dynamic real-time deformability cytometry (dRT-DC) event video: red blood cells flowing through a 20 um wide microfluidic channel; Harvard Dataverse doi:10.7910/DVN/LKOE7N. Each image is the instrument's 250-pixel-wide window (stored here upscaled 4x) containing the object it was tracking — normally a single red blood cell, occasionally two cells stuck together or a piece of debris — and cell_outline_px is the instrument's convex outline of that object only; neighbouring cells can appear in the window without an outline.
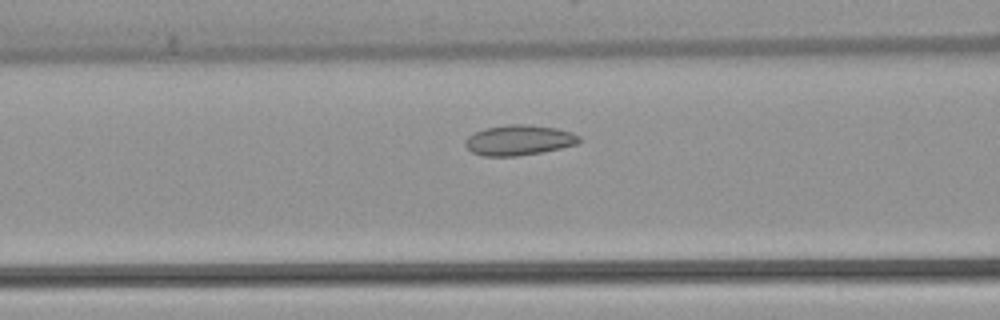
{"species": "common noctule bat (a hibernating species)", "species_latin": "Nyctalus noctula", "temperature_condition": "warm", "stored_images_in_passage": 47, "camera_frame_rate_fps": 3000, "um_per_image_px": 0.085, "animal": {"sex": "female", "body_mass_g": 22.7, "forearm_length_mm": 54.2}, "frame": {"image": 1, "passage_image": 16, "time_ms": 5.0, "image_size_px": [1000, 320], "cell_outline_px": [[580, 140], [576, 144], [560, 148], [540, 152], [516, 156], [484, 156], [472, 152], [464, 144], [464, 140], [468, 136], [484, 128], [508, 124], [524, 124], [556, 128], [572, 132], [580, 136]], "centroid_in_image_um": [44.09, 11.9], "position_along_channel_um": 122.5, "area_um2": 20.0}}
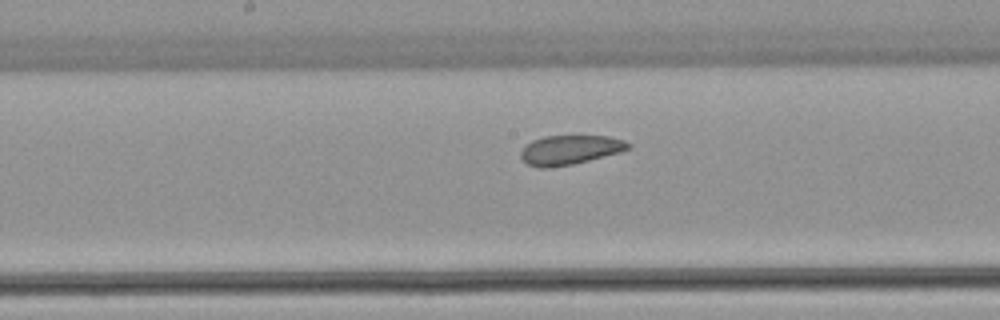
{"frame": {"image": 2, "passage_image": 22, "time_ms": 7.0, "image_size_px": [1000, 320], "cell_outline_px": [[632, 148], [620, 152], [572, 164], [548, 168], [540, 168], [528, 164], [520, 156], [520, 152], [524, 144], [532, 140], [544, 136], [608, 136], [624, 140], [632, 144]], "centroid_in_image_um": [48.44, 12.73], "position_along_channel_um": 199.8, "area_um2": 18.44}}
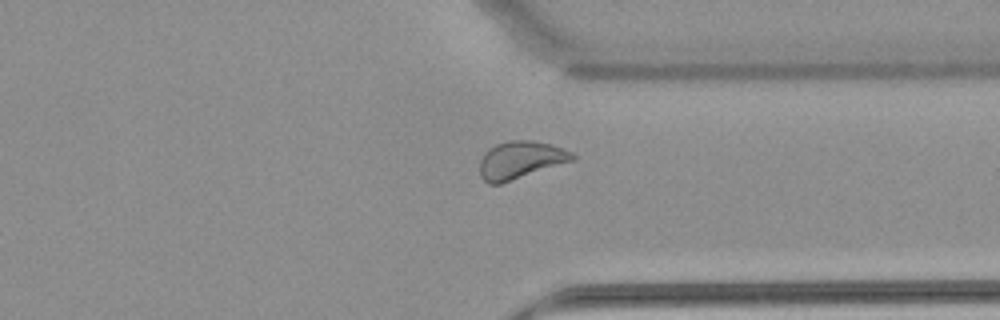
{"frame": {"image": 3, "passage_image": 35, "time_ms": 11.333, "image_size_px": [1000, 320], "cell_outline_px": [[576, 160], [500, 184], [488, 184], [480, 176], [480, 160], [484, 152], [488, 148], [496, 144], [508, 140], [532, 140], [552, 144], [564, 148], [572, 152], [576, 156]], "centroid_in_image_um": [44.26, 13.59], "position_along_channel_um": 367.1, "area_um2": 20.63}, "authors_computed_cell_mechanics": {"area_um2": 20.4034, "velocity_mm_per_s": 3.8685, "shape_relaxation_time_tau1_ms": 8.0029, "shape_relaxation_time_tau2_ms": 2.5484, "deformation_change_tau1": 0.0996, "deformation_change_tau2": 0.0699}}